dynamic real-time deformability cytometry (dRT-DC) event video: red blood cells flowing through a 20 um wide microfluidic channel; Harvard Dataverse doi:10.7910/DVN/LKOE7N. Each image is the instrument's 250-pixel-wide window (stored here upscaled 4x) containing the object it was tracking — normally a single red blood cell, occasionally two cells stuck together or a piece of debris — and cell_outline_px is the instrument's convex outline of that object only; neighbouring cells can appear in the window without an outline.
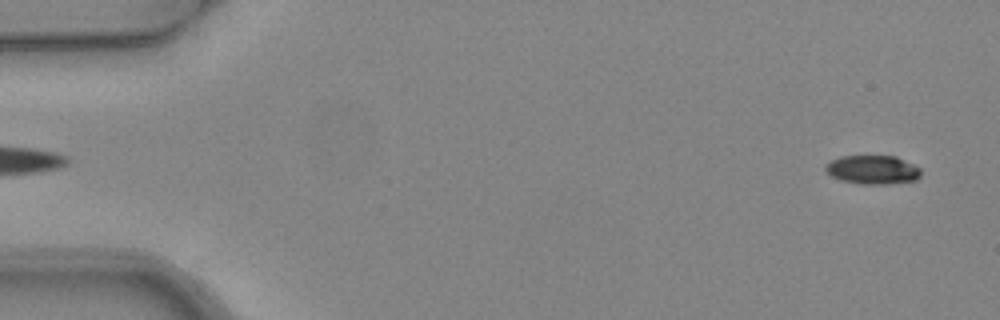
{"species": "common noctule bat (a hibernating species)", "species_latin": "Nyctalus noctula", "temperature_condition": "warm", "stored_images_in_passage": 5, "segment_of_instrument_passage": [2, 2], "camera_frame_rate_fps": 3000, "um_per_image_px": 0.085, "animal": {"sex": "female", "body_mass_g": 24.6, "forearm_length_mm": 56.2}, "frame": {"image": 1, "passage_image": 5, "time_ms": 1.333, "image_size_px": [1000, 320], "cell_outline_px": [[920, 176], [916, 180], [888, 184], [860, 184], [840, 180], [832, 176], [824, 168], [824, 164], [840, 156], [896, 156], [920, 168]], "centroid_in_image_um": [74.16, 14.43], "position_along_channel_um": 10.8, "area_um2": 16.01}}